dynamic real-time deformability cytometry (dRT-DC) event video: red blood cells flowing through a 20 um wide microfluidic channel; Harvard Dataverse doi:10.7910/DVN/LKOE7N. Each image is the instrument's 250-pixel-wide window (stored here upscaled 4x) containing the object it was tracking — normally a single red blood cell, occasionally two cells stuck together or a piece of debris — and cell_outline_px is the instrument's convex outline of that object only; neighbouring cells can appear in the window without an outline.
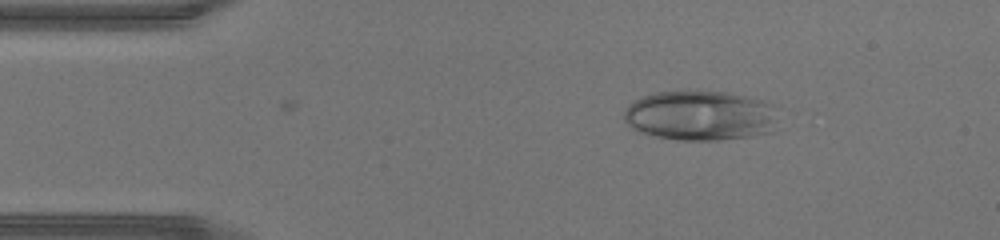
{"species": "human", "species_latin": "Homo sapiens", "temperature_condition": "warm", "stored_images_in_passage": 39, "camera_frame_rate_fps": 3000, "um_per_image_px": 0.085, "donor": {"sex": "male"}, "frame": {"image": 1, "passage_image": 2, "time_ms": 0.333, "image_size_px": [1000, 240], "cell_outline_px": [[772, 132], [748, 136], [716, 140], [676, 140], [636, 132], [624, 120], [624, 108], [628, 104], [644, 96], [656, 92], [696, 88], [728, 92], [748, 96], [764, 100], [772, 104]], "centroid_in_image_um": [59.43, 9.78], "position_along_channel_um": 25.6, "area_um2": 45.43}}
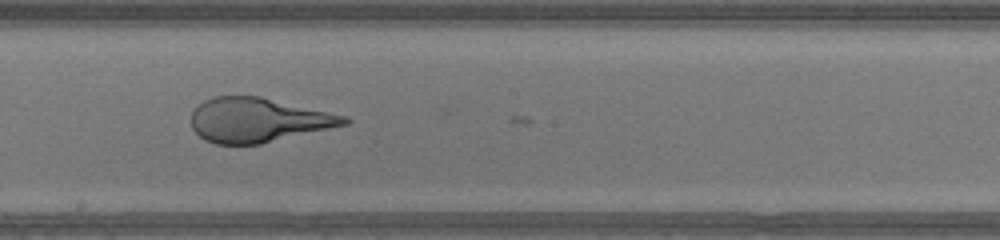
{"frame": {"image": 2, "passage_image": 19, "time_ms": 6.0, "image_size_px": [1000, 240], "cell_outline_px": [[352, 120], [348, 124], [260, 144], [216, 144], [204, 140], [192, 128], [192, 108], [204, 100], [212, 96], [260, 96], [344, 116]], "centroid_in_image_um": [21.88, 10.2], "position_along_channel_um": 226.3, "area_um2": 39.3}}
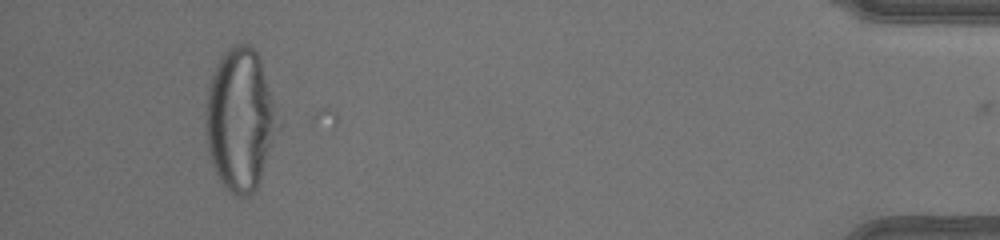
{"frame": {"image": 3, "passage_image": 36, "time_ms": 11.667, "image_size_px": [1000, 240], "cell_outline_px": [[280, 128], [260, 180], [256, 188], [248, 196], [232, 196], [220, 180], [212, 164], [208, 152], [204, 120], [204, 112], [208, 88], [216, 64], [224, 52], [228, 48], [236, 44], [248, 44], [260, 56]], "centroid_in_image_um": [20.39, 10.19], "position_along_channel_um": 414.8, "area_um2": 59.88}}